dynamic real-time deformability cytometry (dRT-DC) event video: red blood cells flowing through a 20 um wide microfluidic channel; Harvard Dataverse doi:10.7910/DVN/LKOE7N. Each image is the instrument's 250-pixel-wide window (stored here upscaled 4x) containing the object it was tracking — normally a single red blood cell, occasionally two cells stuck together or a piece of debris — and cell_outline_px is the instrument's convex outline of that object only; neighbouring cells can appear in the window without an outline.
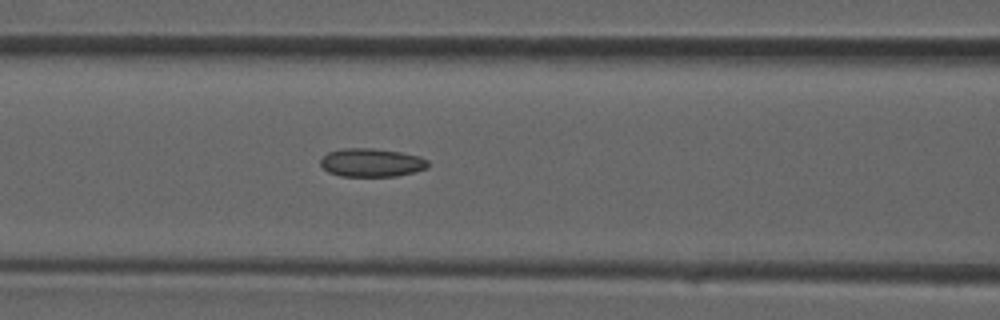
{"species": "common noctule bat (a hibernating species)", "species_latin": "Nyctalus noctula", "temperature_condition": "room temperature", "stored_images_in_passage": 26, "camera_frame_rate_fps": 3000, "um_per_image_px": 0.085, "animal": {"sex": "male", "forearm_length_mm": 52.5}, "frame": {"image": 1, "passage_image": 14, "time_ms": 4.333, "image_size_px": [1000, 320], "cell_outline_px": [[428, 168], [396, 176], [340, 176], [328, 172], [320, 164], [320, 160], [328, 152], [344, 148], [372, 148], [400, 152], [420, 156], [428, 160]], "centroid_in_image_um": [31.58, 13.82], "position_along_channel_um": 135.0, "area_um2": 17.74}}
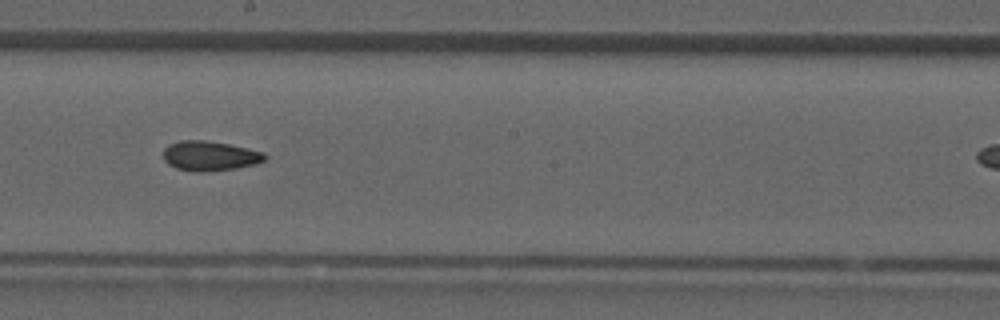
{"frame": {"image": 2, "passage_image": 19, "time_ms": 6.0, "image_size_px": [1000, 320], "cell_outline_px": [[268, 156], [264, 160], [256, 164], [236, 168], [204, 172], [196, 172], [176, 168], [168, 164], [164, 160], [164, 148], [168, 144], [180, 140], [204, 140], [228, 144], [248, 148], [264, 152]], "centroid_in_image_um": [17.83, 13.25], "position_along_channel_um": 230.4, "area_um2": 17.69}}
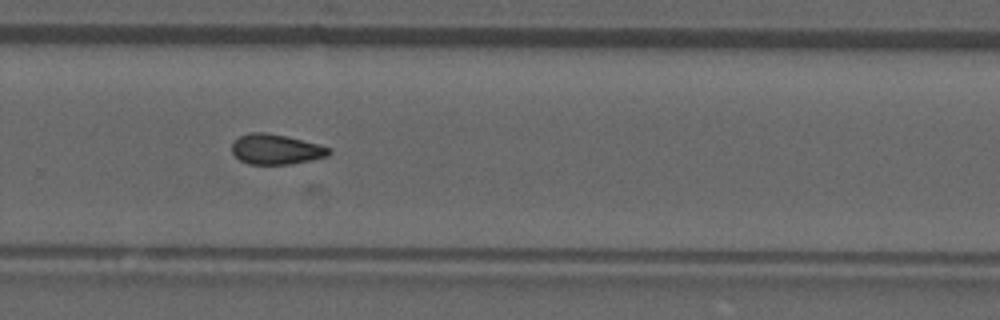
{"frame": {"image": 3, "passage_image": 23, "time_ms": 7.333, "image_size_px": [1000, 320], "cell_outline_px": [[332, 152], [328, 156], [312, 160], [292, 164], [248, 164], [240, 160], [232, 152], [232, 140], [248, 132], [268, 132], [288, 136], [320, 144], [332, 148]], "centroid_in_image_um": [23.48, 12.67], "position_along_channel_um": 306.3, "area_um2": 17.46}}